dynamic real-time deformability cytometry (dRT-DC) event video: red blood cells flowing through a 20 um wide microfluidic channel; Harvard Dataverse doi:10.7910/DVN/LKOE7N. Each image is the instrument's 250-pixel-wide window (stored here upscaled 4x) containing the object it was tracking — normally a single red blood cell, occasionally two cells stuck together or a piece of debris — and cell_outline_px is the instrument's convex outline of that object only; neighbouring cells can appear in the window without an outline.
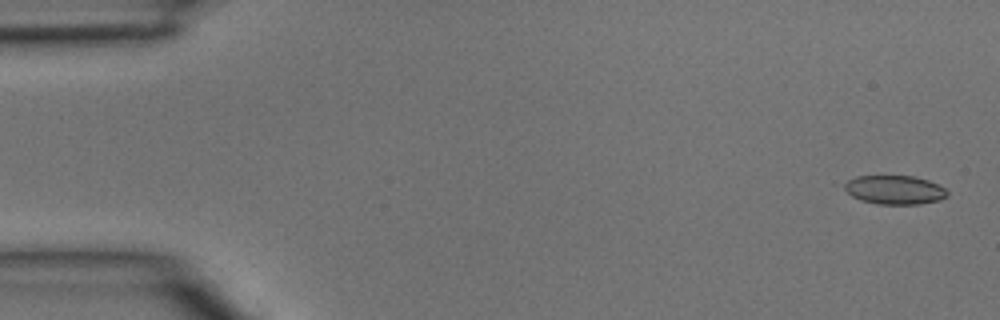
{"species": "common noctule bat (a hibernating species)", "species_latin": "Nyctalus noctula", "temperature_condition": "room temperature", "stored_images_in_passage": 3, "camera_frame_rate_fps": 3000, "um_per_image_px": 0.085, "animal": {"sex": "male", "body_mass_g": 15.6}, "frame": {"image": 1, "passage_image": 1, "time_ms": 0.0, "image_size_px": [1000, 320], "cell_outline_px": [[948, 196], [940, 200], [920, 204], [876, 204], [860, 200], [852, 196], [840, 188], [840, 184], [856, 176], [912, 176], [928, 180], [944, 188], [948, 192]], "centroid_in_image_um": [75.97, 16.14], "position_along_channel_um": 9.0, "area_um2": 17.57}}